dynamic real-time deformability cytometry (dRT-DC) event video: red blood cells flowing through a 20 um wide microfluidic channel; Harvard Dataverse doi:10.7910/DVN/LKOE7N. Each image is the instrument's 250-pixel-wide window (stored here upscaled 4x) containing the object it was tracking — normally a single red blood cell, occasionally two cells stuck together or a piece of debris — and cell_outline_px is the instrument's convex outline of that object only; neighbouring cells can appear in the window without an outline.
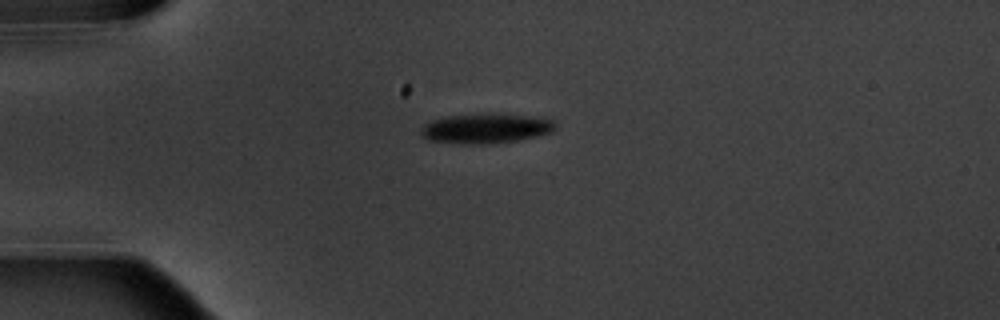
{"species": "common noctule bat (a hibernating species)", "species_latin": "Nyctalus noctula", "temperature_condition": "warm", "stored_images_in_passage": 6, "camera_frame_rate_fps": 3000, "um_per_image_px": 0.085, "animal": {"sex": "male", "body_mass_g": 20.1, "forearm_length_mm": 53.5}, "frame": {"image": 1, "passage_image": 1, "time_ms": 0.0, "image_size_px": [1000, 320], "cell_outline_px": [[556, 128], [552, 132], [520, 140], [488, 144], [460, 144], [428, 140], [420, 136], [420, 128], [424, 124], [432, 120], [452, 116], [544, 116], [556, 120]], "centroid_in_image_um": [41.32, 10.96], "position_along_channel_um": 43.7, "area_um2": 22.89}}